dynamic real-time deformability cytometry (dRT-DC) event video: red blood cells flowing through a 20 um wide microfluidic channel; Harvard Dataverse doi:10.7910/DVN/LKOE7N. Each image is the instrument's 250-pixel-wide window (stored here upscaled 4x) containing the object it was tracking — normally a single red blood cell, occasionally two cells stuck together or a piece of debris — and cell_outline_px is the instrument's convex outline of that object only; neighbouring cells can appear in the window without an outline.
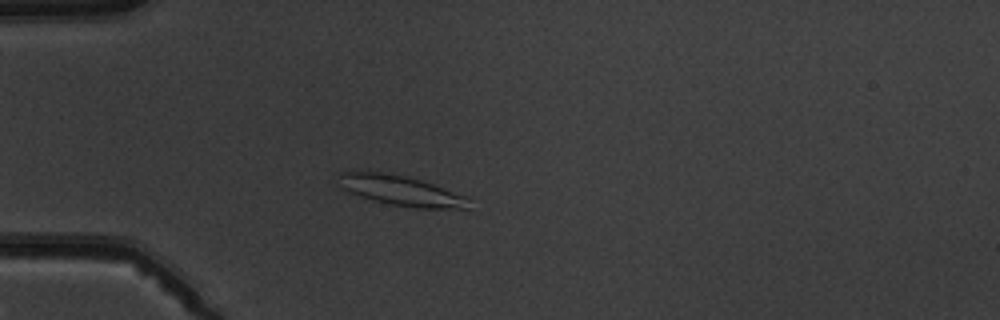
{"species": "common noctule bat (a hibernating species)", "species_latin": "Nyctalus noctula", "temperature_condition": "warm", "stored_images_in_passage": 4, "camera_frame_rate_fps": 3000, "um_per_image_px": 0.085, "animal": {"sex": "male", "body_mass_g": 19.5, "forearm_length_mm": 54.6}, "frame": {"image": 1, "passage_image": 3, "time_ms": 3.333, "image_size_px": [1000, 320], "cell_outline_px": [[468, 208], [416, 208], [392, 204], [360, 196], [348, 192], [344, 188], [336, 172], [356, 168], [368, 168], [392, 172], [408, 176], [468, 196]], "centroid_in_image_um": [33.96, 16.11], "position_along_channel_um": 51.0, "area_um2": 23.47}}